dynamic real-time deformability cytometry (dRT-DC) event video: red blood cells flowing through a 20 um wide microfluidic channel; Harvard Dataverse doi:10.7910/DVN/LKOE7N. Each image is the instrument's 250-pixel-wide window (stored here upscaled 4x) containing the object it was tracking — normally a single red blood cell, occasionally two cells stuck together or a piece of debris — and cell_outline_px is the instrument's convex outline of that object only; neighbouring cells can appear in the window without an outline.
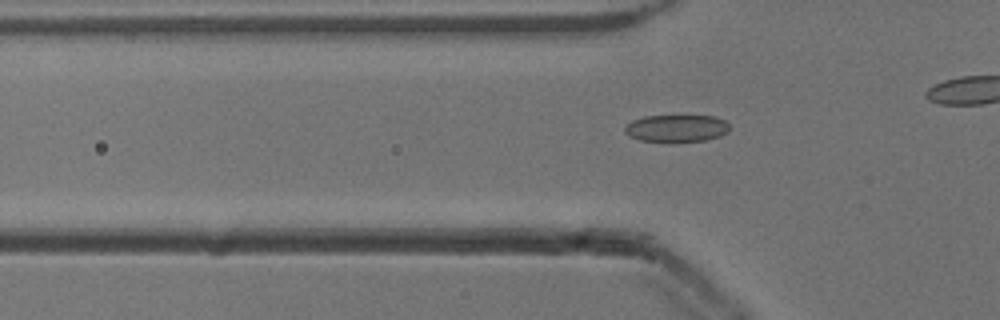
{"species": "common noctule bat (a hibernating species)", "species_latin": "Nyctalus noctula", "temperature_condition": "cold", "stored_images_in_passage": 13, "camera_frame_rate_fps": 3000, "um_per_image_px": 0.085, "animal": {"sex": "male", "body_mass_g": 13.3}, "frame": {"image": 1, "passage_image": 11, "time_ms": 3.333, "image_size_px": [1000, 320], "cell_outline_px": [[728, 132], [720, 136], [704, 140], [640, 140], [628, 136], [624, 132], [624, 128], [632, 120], [644, 116], [716, 116], [724, 120], [728, 124]], "centroid_in_image_um": [57.49, 10.88], "position_along_channel_um": 68.3, "area_um2": 16.18}}